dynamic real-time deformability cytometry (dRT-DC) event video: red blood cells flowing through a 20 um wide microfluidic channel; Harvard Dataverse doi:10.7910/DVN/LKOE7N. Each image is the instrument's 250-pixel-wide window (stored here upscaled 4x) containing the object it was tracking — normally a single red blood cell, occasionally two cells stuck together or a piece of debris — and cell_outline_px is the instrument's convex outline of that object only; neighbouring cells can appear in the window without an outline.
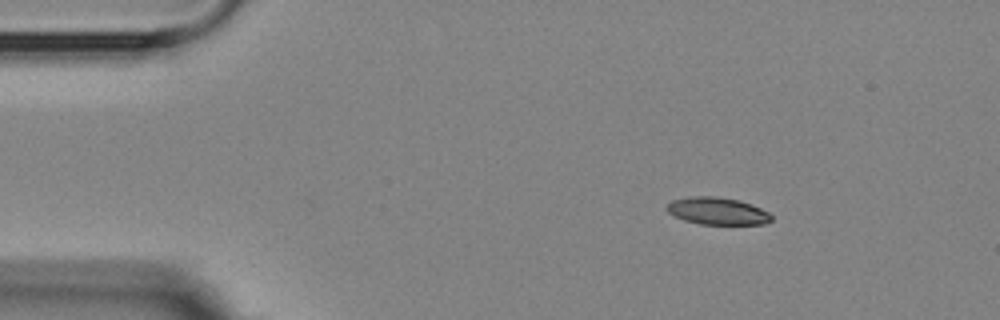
{"species": "Egyptian fruit bat (a non-hibernating species)", "species_latin": "Rousettus aegyptiacus", "temperature_condition": "room temperature", "stored_images_in_passage": 4, "camera_frame_rate_fps": 3000, "um_per_image_px": 0.085, "animal": {"sex": "female"}, "frame": {"image": 1, "passage_image": 1, "time_ms": 0.0, "image_size_px": [1000, 320], "cell_outline_px": [[772, 220], [764, 224], [700, 224], [684, 220], [672, 216], [664, 208], [672, 200], [688, 196], [716, 196], [740, 200], [752, 204], [768, 212], [772, 216]], "centroid_in_image_um": [60.95, 17.93], "position_along_channel_um": 24.1, "area_um2": 16.82}}
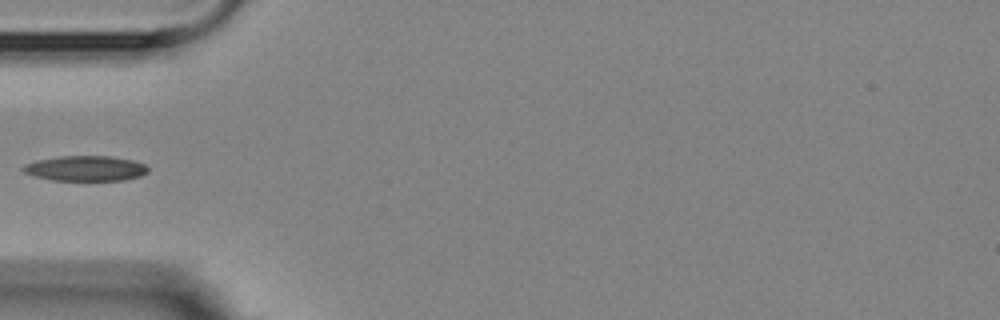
{"frame": {"image": 2, "passage_image": 4, "time_ms": 3.333, "image_size_px": [1000, 320], "cell_outline_px": [[148, 172], [140, 176], [124, 180], [52, 180], [36, 176], [24, 172], [20, 168], [24, 164], [36, 160], [60, 156], [112, 156], [132, 160], [144, 164], [148, 168]], "centroid_in_image_um": [7.26, 14.31], "position_along_channel_um": 77.7, "area_um2": 18.32}}